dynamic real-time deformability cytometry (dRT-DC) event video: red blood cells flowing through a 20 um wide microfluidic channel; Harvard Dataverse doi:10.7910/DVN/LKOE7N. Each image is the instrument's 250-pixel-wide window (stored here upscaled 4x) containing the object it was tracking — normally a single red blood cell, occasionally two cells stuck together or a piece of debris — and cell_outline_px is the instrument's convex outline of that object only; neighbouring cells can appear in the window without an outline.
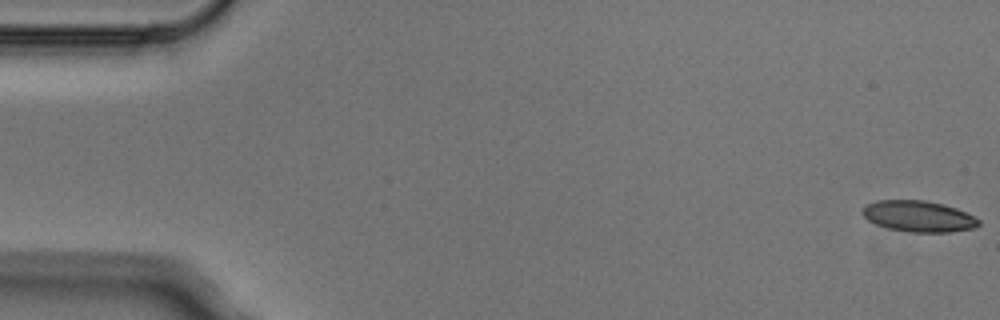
{"species": "Egyptian fruit bat (a non-hibernating species)", "species_latin": "Rousettus aegyptiacus", "temperature_condition": "cold", "stored_images_in_passage": 5, "camera_frame_rate_fps": 3000, "um_per_image_px": 0.085, "animal": {"sex": "male"}, "frame": {"image": 1, "passage_image": 1, "time_ms": 0.0, "image_size_px": [1000, 320], "cell_outline_px": [[980, 224], [976, 228], [948, 232], [912, 232], [888, 228], [876, 224], [868, 220], [860, 212], [868, 204], [876, 200], [924, 200], [944, 204], [956, 208], [980, 220]], "centroid_in_image_um": [78.08, 18.38], "position_along_channel_um": 6.9, "area_um2": 20.98}}
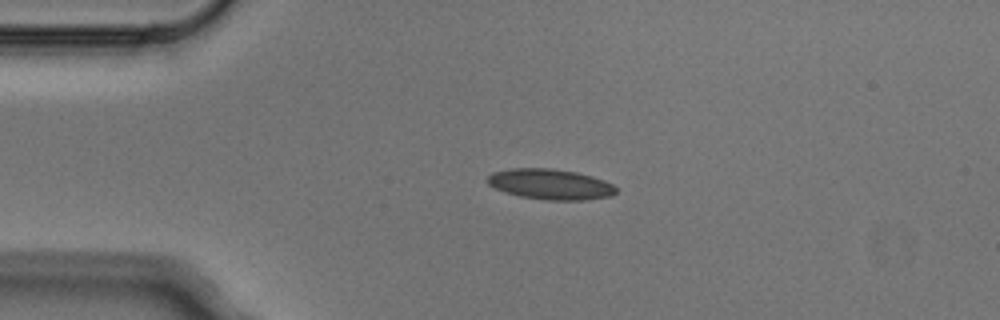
{"frame": {"image": 2, "passage_image": 4, "time_ms": 1.0, "image_size_px": [1000, 320], "cell_outline_px": [[616, 192], [612, 196], [584, 200], [544, 200], [520, 196], [504, 192], [488, 184], [488, 176], [492, 172], [512, 168], [552, 168], [576, 172], [592, 176], [604, 180], [612, 184], [616, 188]], "centroid_in_image_um": [46.79, 15.66], "position_along_channel_um": 38.2, "area_um2": 22.89}}